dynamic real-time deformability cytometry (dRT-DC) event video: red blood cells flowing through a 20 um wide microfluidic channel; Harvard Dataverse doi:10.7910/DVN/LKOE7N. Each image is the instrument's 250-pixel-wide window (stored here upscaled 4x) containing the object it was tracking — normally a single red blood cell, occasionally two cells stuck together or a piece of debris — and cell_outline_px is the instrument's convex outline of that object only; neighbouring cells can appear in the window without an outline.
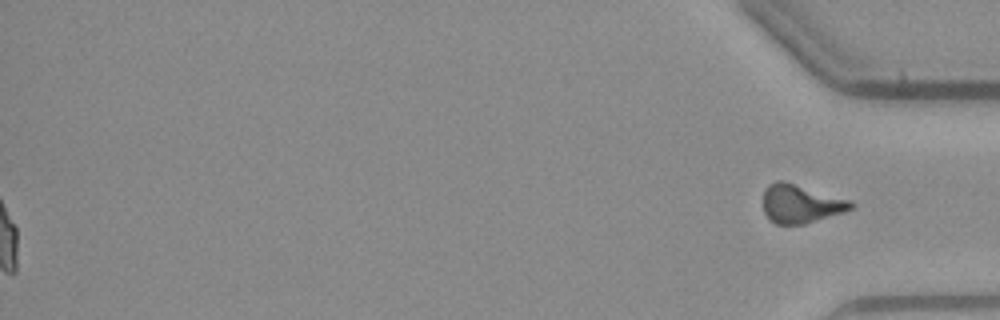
{"species": "common noctule bat (a hibernating species)", "species_latin": "Nyctalus noctula", "temperature_condition": "warm", "stored_images_in_passage": 56, "segment_of_instrument_passage": [2, 2], "camera_frame_rate_fps": 3000, "um_per_image_px": 0.085, "animal": {"sex": "male", "body_mass_g": 23.1, "forearm_length_mm": 52.7}, "frame": {"image": 1, "passage_image": 56, "time_ms": 18.333, "image_size_px": [1000, 320], "cell_outline_px": [[856, 204], [852, 208], [844, 212], [804, 224], [776, 224], [764, 212], [764, 188], [768, 184], [776, 180], [784, 180], [852, 200]], "centroid_in_image_um": [68.08, 17.29], "position_along_channel_um": 367.1, "area_um2": 19.83}}